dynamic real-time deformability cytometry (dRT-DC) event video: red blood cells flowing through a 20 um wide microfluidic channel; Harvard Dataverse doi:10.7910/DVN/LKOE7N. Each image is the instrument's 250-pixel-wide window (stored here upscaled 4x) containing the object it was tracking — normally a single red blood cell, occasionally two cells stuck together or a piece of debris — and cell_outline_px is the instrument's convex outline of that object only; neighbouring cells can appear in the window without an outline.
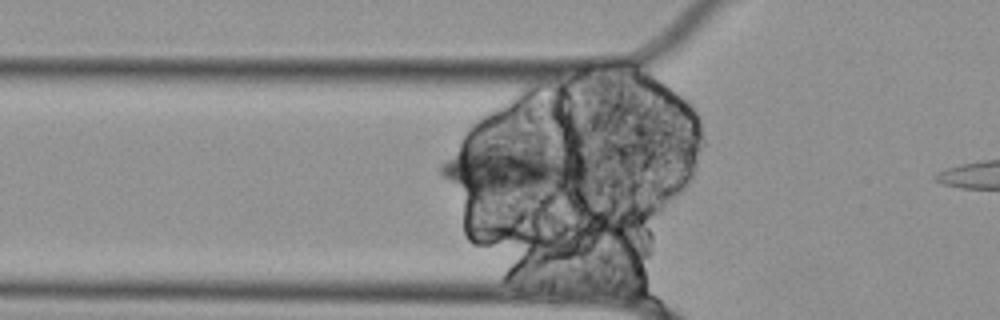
{"species": "Egyptian fruit bat (a non-hibernating species)", "species_latin": "Rousettus aegyptiacus", "temperature_condition": "cold", "stored_images_in_passage": 18, "segment_of_instrument_passage": [1, 2], "camera_frame_rate_fps": 3000, "um_per_image_px": 0.085, "animal": {"sex": "female"}, "frame": {"image": 1, "passage_image": 9, "time_ms": 2.667, "image_size_px": [1000, 320], "cell_outline_px": [[588, 172], [532, 196], [468, 192], [448, 180], [440, 172], [440, 164], [464, 140], [580, 156], [584, 160], [588, 168]], "centroid_in_image_um": [43.26, 14.36], "position_along_channel_um": 82.5, "area_um2": 41.5}}